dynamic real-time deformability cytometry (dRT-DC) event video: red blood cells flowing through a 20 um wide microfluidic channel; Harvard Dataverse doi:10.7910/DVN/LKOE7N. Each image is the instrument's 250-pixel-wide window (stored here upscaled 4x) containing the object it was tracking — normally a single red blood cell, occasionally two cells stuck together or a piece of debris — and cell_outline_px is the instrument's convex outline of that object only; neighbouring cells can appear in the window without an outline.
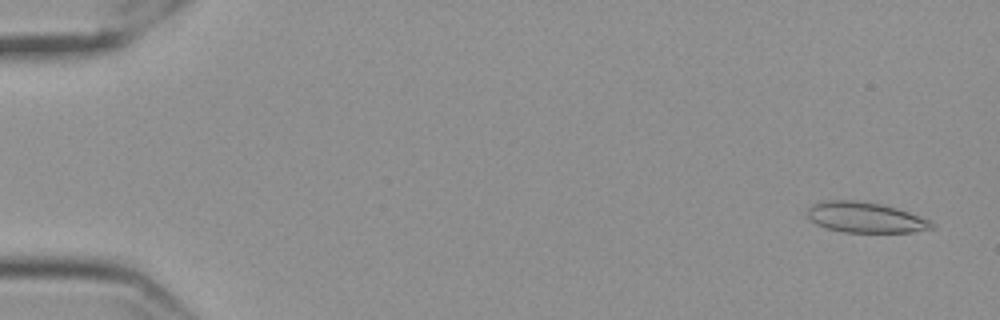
{"species": "Egyptian fruit bat (a non-hibernating species)", "species_latin": "Rousettus aegyptiacus", "temperature_condition": "cold", "stored_images_in_passage": 58, "camera_frame_rate_fps": 3000, "um_per_image_px": 0.085, "frame": {"image": 1, "passage_image": 3, "time_ms": 0.667, "image_size_px": [1000, 320], "cell_outline_px": [[936, 228], [912, 232], [840, 232], [824, 228], [816, 224], [808, 216], [808, 208], [812, 204], [824, 200], [852, 200], [880, 204], [896, 208], [932, 220], [936, 224]], "centroid_in_image_um": [73.58, 18.49], "position_along_channel_um": 11.4, "area_um2": 22.25}}
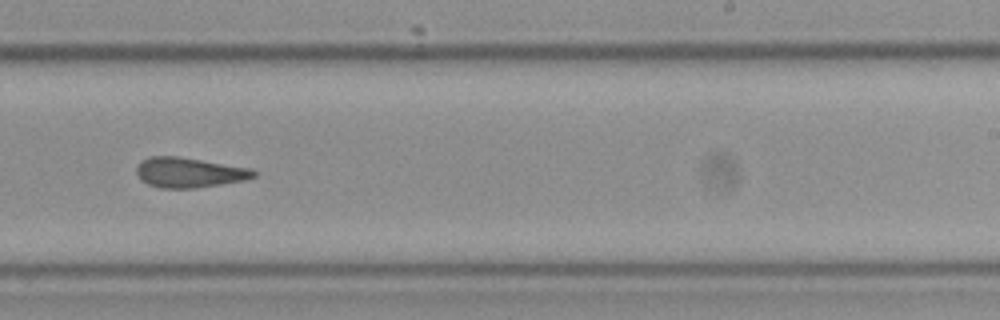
{"frame": {"image": 2, "passage_image": 37, "time_ms": 12.0, "image_size_px": [1000, 320], "cell_outline_px": [[256, 176], [244, 180], [196, 188], [160, 188], [148, 184], [140, 180], [136, 172], [136, 168], [140, 160], [148, 156], [176, 156], [252, 168], [256, 172]], "centroid_in_image_um": [16.04, 14.66], "position_along_channel_um": 273.0, "area_um2": 20.58}}
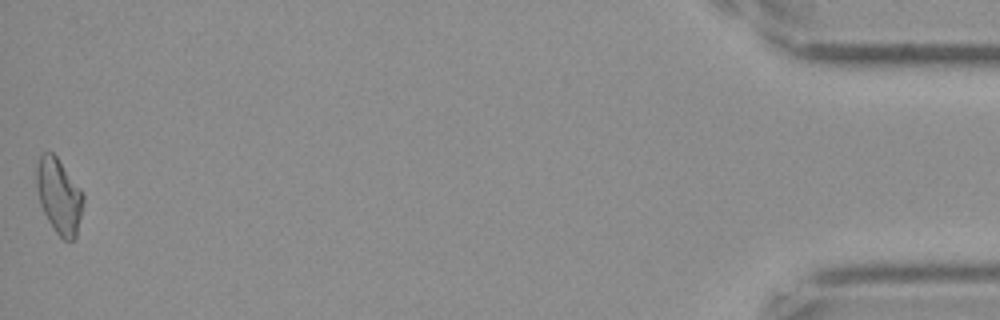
{"frame": {"image": 3, "passage_image": 58, "time_ms": 19.0, "image_size_px": [1000, 320], "cell_outline_px": [[84, 200], [76, 236], [72, 240], [64, 240], [56, 232], [48, 220], [40, 204], [36, 188], [36, 164], [40, 156], [44, 152], [52, 152], [56, 156], [80, 188], [84, 196]], "centroid_in_image_um": [5.0, 16.64], "position_along_channel_um": 430.2, "area_um2": 20.29}, "authors_computed_cell_mechanics": {"area_um2": 20.8658, "velocity_mm_per_s": 3.5316, "shape_relaxation_time_tau1_ms": 7.7309, "shape_relaxation_time_tau2_ms": 2.8658, "deformation_change_tau1": 0.1856, "deformation_change_tau2": 0.1308}}